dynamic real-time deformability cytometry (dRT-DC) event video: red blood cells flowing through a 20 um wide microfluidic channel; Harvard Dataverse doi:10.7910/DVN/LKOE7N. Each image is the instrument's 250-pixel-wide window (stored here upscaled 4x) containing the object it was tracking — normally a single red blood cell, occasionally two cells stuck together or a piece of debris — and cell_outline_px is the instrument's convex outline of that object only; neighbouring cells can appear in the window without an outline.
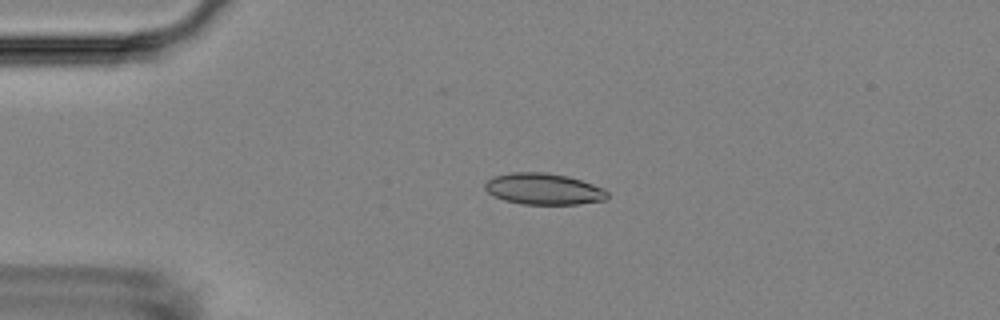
{"species": "Egyptian fruit bat (a non-hibernating species)", "species_latin": "Rousettus aegyptiacus", "temperature_condition": "room temperature", "stored_images_in_passage": 5, "camera_frame_rate_fps": 3000, "um_per_image_px": 0.085, "animal": {"sex": "female"}, "frame": {"image": 1, "passage_image": 4, "time_ms": 3.333, "image_size_px": [1000, 320], "cell_outline_px": [[608, 200], [576, 204], [520, 204], [504, 200], [488, 192], [484, 188], [484, 184], [488, 180], [496, 176], [512, 172], [544, 172], [568, 176], [604, 188], [608, 192]], "centroid_in_image_um": [46.23, 16.06], "position_along_channel_um": 38.8, "area_um2": 22.31}}